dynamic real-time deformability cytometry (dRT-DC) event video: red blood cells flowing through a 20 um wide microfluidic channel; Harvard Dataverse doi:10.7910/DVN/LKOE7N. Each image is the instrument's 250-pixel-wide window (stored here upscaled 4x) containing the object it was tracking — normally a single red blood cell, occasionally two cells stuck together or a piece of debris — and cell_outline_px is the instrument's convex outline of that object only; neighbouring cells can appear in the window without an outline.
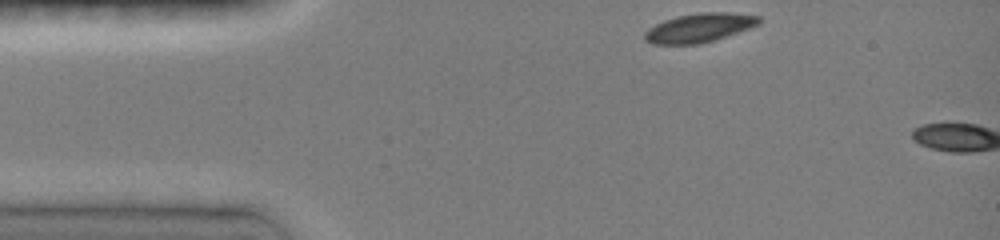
{"species": "common noctule bat (a hibernating species)", "species_latin": "Nyctalus noctula", "temperature_condition": "room temperature", "stored_images_in_passage": 4, "camera_frame_rate_fps": 3000, "um_per_image_px": 0.085, "animal": {"sex": "female", "body_mass_g": 19.0, "forearm_length_mm": 51.5}, "frame": {"image": 1, "passage_image": 1, "time_ms": 0.0, "image_size_px": [1000, 240], "cell_outline_px": [[760, 24], [700, 44], [652, 44], [644, 40], [644, 32], [648, 28], [664, 20], [676, 16], [700, 12], [732, 12], [760, 16]], "centroid_in_image_um": [59.4, 2.35], "position_along_channel_um": 25.6, "area_um2": 19.19}}